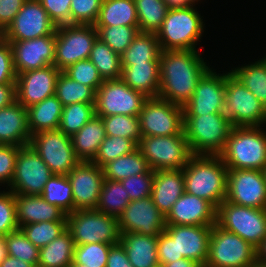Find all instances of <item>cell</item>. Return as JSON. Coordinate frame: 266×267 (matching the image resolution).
<instances>
[{
  "label": "cell",
  "mask_w": 266,
  "mask_h": 267,
  "mask_svg": "<svg viewBox=\"0 0 266 267\" xmlns=\"http://www.w3.org/2000/svg\"><path fill=\"white\" fill-rule=\"evenodd\" d=\"M199 50H162L158 96L184 106L192 97L199 80L210 69Z\"/></svg>",
  "instance_id": "1"
},
{
  "label": "cell",
  "mask_w": 266,
  "mask_h": 267,
  "mask_svg": "<svg viewBox=\"0 0 266 267\" xmlns=\"http://www.w3.org/2000/svg\"><path fill=\"white\" fill-rule=\"evenodd\" d=\"M228 168L219 155L194 154L183 168L185 192L217 208L227 195Z\"/></svg>",
  "instance_id": "2"
},
{
  "label": "cell",
  "mask_w": 266,
  "mask_h": 267,
  "mask_svg": "<svg viewBox=\"0 0 266 267\" xmlns=\"http://www.w3.org/2000/svg\"><path fill=\"white\" fill-rule=\"evenodd\" d=\"M260 127H233L219 154L228 169L263 170L266 166V131Z\"/></svg>",
  "instance_id": "3"
},
{
  "label": "cell",
  "mask_w": 266,
  "mask_h": 267,
  "mask_svg": "<svg viewBox=\"0 0 266 267\" xmlns=\"http://www.w3.org/2000/svg\"><path fill=\"white\" fill-rule=\"evenodd\" d=\"M195 5L169 8L161 28L156 32L161 50H197L205 22Z\"/></svg>",
  "instance_id": "4"
},
{
  "label": "cell",
  "mask_w": 266,
  "mask_h": 267,
  "mask_svg": "<svg viewBox=\"0 0 266 267\" xmlns=\"http://www.w3.org/2000/svg\"><path fill=\"white\" fill-rule=\"evenodd\" d=\"M234 126L222 113L183 116V131L190 149L197 155H219Z\"/></svg>",
  "instance_id": "5"
},
{
  "label": "cell",
  "mask_w": 266,
  "mask_h": 267,
  "mask_svg": "<svg viewBox=\"0 0 266 267\" xmlns=\"http://www.w3.org/2000/svg\"><path fill=\"white\" fill-rule=\"evenodd\" d=\"M222 114L234 127H266V106L230 71L226 72Z\"/></svg>",
  "instance_id": "6"
},
{
  "label": "cell",
  "mask_w": 266,
  "mask_h": 267,
  "mask_svg": "<svg viewBox=\"0 0 266 267\" xmlns=\"http://www.w3.org/2000/svg\"><path fill=\"white\" fill-rule=\"evenodd\" d=\"M137 148L153 171L183 169L194 155L185 134L142 136Z\"/></svg>",
  "instance_id": "7"
},
{
  "label": "cell",
  "mask_w": 266,
  "mask_h": 267,
  "mask_svg": "<svg viewBox=\"0 0 266 267\" xmlns=\"http://www.w3.org/2000/svg\"><path fill=\"white\" fill-rule=\"evenodd\" d=\"M67 229L75 245L120 243L118 218L95 209L75 210L67 215Z\"/></svg>",
  "instance_id": "8"
},
{
  "label": "cell",
  "mask_w": 266,
  "mask_h": 267,
  "mask_svg": "<svg viewBox=\"0 0 266 267\" xmlns=\"http://www.w3.org/2000/svg\"><path fill=\"white\" fill-rule=\"evenodd\" d=\"M216 224L257 249L266 237V209L241 206L224 200L216 208Z\"/></svg>",
  "instance_id": "9"
},
{
  "label": "cell",
  "mask_w": 266,
  "mask_h": 267,
  "mask_svg": "<svg viewBox=\"0 0 266 267\" xmlns=\"http://www.w3.org/2000/svg\"><path fill=\"white\" fill-rule=\"evenodd\" d=\"M257 249L233 232L212 226L209 254L205 267H254Z\"/></svg>",
  "instance_id": "10"
},
{
  "label": "cell",
  "mask_w": 266,
  "mask_h": 267,
  "mask_svg": "<svg viewBox=\"0 0 266 267\" xmlns=\"http://www.w3.org/2000/svg\"><path fill=\"white\" fill-rule=\"evenodd\" d=\"M97 29L90 24L57 26L55 32V57L53 65L61 72L80 60L89 59Z\"/></svg>",
  "instance_id": "11"
},
{
  "label": "cell",
  "mask_w": 266,
  "mask_h": 267,
  "mask_svg": "<svg viewBox=\"0 0 266 267\" xmlns=\"http://www.w3.org/2000/svg\"><path fill=\"white\" fill-rule=\"evenodd\" d=\"M148 97L130 88L121 78L104 80L96 91L95 115L139 116Z\"/></svg>",
  "instance_id": "12"
},
{
  "label": "cell",
  "mask_w": 266,
  "mask_h": 267,
  "mask_svg": "<svg viewBox=\"0 0 266 267\" xmlns=\"http://www.w3.org/2000/svg\"><path fill=\"white\" fill-rule=\"evenodd\" d=\"M141 136L184 134L183 107L159 97L147 98L139 113Z\"/></svg>",
  "instance_id": "13"
},
{
  "label": "cell",
  "mask_w": 266,
  "mask_h": 267,
  "mask_svg": "<svg viewBox=\"0 0 266 267\" xmlns=\"http://www.w3.org/2000/svg\"><path fill=\"white\" fill-rule=\"evenodd\" d=\"M30 146L53 174L67 175L80 162L75 155L71 137L59 129L31 135Z\"/></svg>",
  "instance_id": "14"
},
{
  "label": "cell",
  "mask_w": 266,
  "mask_h": 267,
  "mask_svg": "<svg viewBox=\"0 0 266 267\" xmlns=\"http://www.w3.org/2000/svg\"><path fill=\"white\" fill-rule=\"evenodd\" d=\"M52 175L53 173L30 144L21 146L8 190L14 194L41 195Z\"/></svg>",
  "instance_id": "15"
},
{
  "label": "cell",
  "mask_w": 266,
  "mask_h": 267,
  "mask_svg": "<svg viewBox=\"0 0 266 267\" xmlns=\"http://www.w3.org/2000/svg\"><path fill=\"white\" fill-rule=\"evenodd\" d=\"M226 201L266 209V180L263 170L228 169Z\"/></svg>",
  "instance_id": "16"
},
{
  "label": "cell",
  "mask_w": 266,
  "mask_h": 267,
  "mask_svg": "<svg viewBox=\"0 0 266 267\" xmlns=\"http://www.w3.org/2000/svg\"><path fill=\"white\" fill-rule=\"evenodd\" d=\"M56 29L57 26L38 0H26L1 36L6 41H23L55 35Z\"/></svg>",
  "instance_id": "17"
},
{
  "label": "cell",
  "mask_w": 266,
  "mask_h": 267,
  "mask_svg": "<svg viewBox=\"0 0 266 267\" xmlns=\"http://www.w3.org/2000/svg\"><path fill=\"white\" fill-rule=\"evenodd\" d=\"M212 67L203 75L196 85L191 99L183 107V116H200L203 114L222 113L226 72H215Z\"/></svg>",
  "instance_id": "18"
},
{
  "label": "cell",
  "mask_w": 266,
  "mask_h": 267,
  "mask_svg": "<svg viewBox=\"0 0 266 267\" xmlns=\"http://www.w3.org/2000/svg\"><path fill=\"white\" fill-rule=\"evenodd\" d=\"M120 233L158 236L165 230V216L158 210L151 196L130 201L118 217Z\"/></svg>",
  "instance_id": "19"
},
{
  "label": "cell",
  "mask_w": 266,
  "mask_h": 267,
  "mask_svg": "<svg viewBox=\"0 0 266 267\" xmlns=\"http://www.w3.org/2000/svg\"><path fill=\"white\" fill-rule=\"evenodd\" d=\"M75 210L96 209L104 182L103 170L93 162L80 161L68 174Z\"/></svg>",
  "instance_id": "20"
},
{
  "label": "cell",
  "mask_w": 266,
  "mask_h": 267,
  "mask_svg": "<svg viewBox=\"0 0 266 267\" xmlns=\"http://www.w3.org/2000/svg\"><path fill=\"white\" fill-rule=\"evenodd\" d=\"M61 71L54 65L16 74V101L25 108L55 95L56 81Z\"/></svg>",
  "instance_id": "21"
},
{
  "label": "cell",
  "mask_w": 266,
  "mask_h": 267,
  "mask_svg": "<svg viewBox=\"0 0 266 267\" xmlns=\"http://www.w3.org/2000/svg\"><path fill=\"white\" fill-rule=\"evenodd\" d=\"M176 243L177 260H194L203 267L208 260L212 226L166 225L164 230Z\"/></svg>",
  "instance_id": "22"
},
{
  "label": "cell",
  "mask_w": 266,
  "mask_h": 267,
  "mask_svg": "<svg viewBox=\"0 0 266 267\" xmlns=\"http://www.w3.org/2000/svg\"><path fill=\"white\" fill-rule=\"evenodd\" d=\"M13 54L16 74L53 65L55 57V35L23 40L7 41Z\"/></svg>",
  "instance_id": "23"
},
{
  "label": "cell",
  "mask_w": 266,
  "mask_h": 267,
  "mask_svg": "<svg viewBox=\"0 0 266 267\" xmlns=\"http://www.w3.org/2000/svg\"><path fill=\"white\" fill-rule=\"evenodd\" d=\"M166 225H203L216 223V208L207 200L184 192L165 217Z\"/></svg>",
  "instance_id": "24"
},
{
  "label": "cell",
  "mask_w": 266,
  "mask_h": 267,
  "mask_svg": "<svg viewBox=\"0 0 266 267\" xmlns=\"http://www.w3.org/2000/svg\"><path fill=\"white\" fill-rule=\"evenodd\" d=\"M31 134L28 126L27 108L18 101L0 109V144L29 145Z\"/></svg>",
  "instance_id": "25"
},
{
  "label": "cell",
  "mask_w": 266,
  "mask_h": 267,
  "mask_svg": "<svg viewBox=\"0 0 266 267\" xmlns=\"http://www.w3.org/2000/svg\"><path fill=\"white\" fill-rule=\"evenodd\" d=\"M184 192L183 169L154 171L151 198L165 217Z\"/></svg>",
  "instance_id": "26"
},
{
  "label": "cell",
  "mask_w": 266,
  "mask_h": 267,
  "mask_svg": "<svg viewBox=\"0 0 266 267\" xmlns=\"http://www.w3.org/2000/svg\"><path fill=\"white\" fill-rule=\"evenodd\" d=\"M15 203L19 229L42 221H67V215L41 195L15 194Z\"/></svg>",
  "instance_id": "27"
},
{
  "label": "cell",
  "mask_w": 266,
  "mask_h": 267,
  "mask_svg": "<svg viewBox=\"0 0 266 267\" xmlns=\"http://www.w3.org/2000/svg\"><path fill=\"white\" fill-rule=\"evenodd\" d=\"M121 79L146 97H157L160 88V61L121 66Z\"/></svg>",
  "instance_id": "28"
},
{
  "label": "cell",
  "mask_w": 266,
  "mask_h": 267,
  "mask_svg": "<svg viewBox=\"0 0 266 267\" xmlns=\"http://www.w3.org/2000/svg\"><path fill=\"white\" fill-rule=\"evenodd\" d=\"M120 243L125 248L133 267H159L157 236L121 233Z\"/></svg>",
  "instance_id": "29"
},
{
  "label": "cell",
  "mask_w": 266,
  "mask_h": 267,
  "mask_svg": "<svg viewBox=\"0 0 266 267\" xmlns=\"http://www.w3.org/2000/svg\"><path fill=\"white\" fill-rule=\"evenodd\" d=\"M105 125L100 116H93L76 134L71 137L76 157L80 161L92 162L100 144L106 137Z\"/></svg>",
  "instance_id": "30"
},
{
  "label": "cell",
  "mask_w": 266,
  "mask_h": 267,
  "mask_svg": "<svg viewBox=\"0 0 266 267\" xmlns=\"http://www.w3.org/2000/svg\"><path fill=\"white\" fill-rule=\"evenodd\" d=\"M63 105L53 95L27 108L30 134L59 128Z\"/></svg>",
  "instance_id": "31"
},
{
  "label": "cell",
  "mask_w": 266,
  "mask_h": 267,
  "mask_svg": "<svg viewBox=\"0 0 266 267\" xmlns=\"http://www.w3.org/2000/svg\"><path fill=\"white\" fill-rule=\"evenodd\" d=\"M138 26L134 0H102L93 26Z\"/></svg>",
  "instance_id": "32"
},
{
  "label": "cell",
  "mask_w": 266,
  "mask_h": 267,
  "mask_svg": "<svg viewBox=\"0 0 266 267\" xmlns=\"http://www.w3.org/2000/svg\"><path fill=\"white\" fill-rule=\"evenodd\" d=\"M75 242L68 229L39 249L40 267H68L74 260Z\"/></svg>",
  "instance_id": "33"
},
{
  "label": "cell",
  "mask_w": 266,
  "mask_h": 267,
  "mask_svg": "<svg viewBox=\"0 0 266 267\" xmlns=\"http://www.w3.org/2000/svg\"><path fill=\"white\" fill-rule=\"evenodd\" d=\"M161 51L156 33L139 32L121 55V66L160 61Z\"/></svg>",
  "instance_id": "34"
},
{
  "label": "cell",
  "mask_w": 266,
  "mask_h": 267,
  "mask_svg": "<svg viewBox=\"0 0 266 267\" xmlns=\"http://www.w3.org/2000/svg\"><path fill=\"white\" fill-rule=\"evenodd\" d=\"M252 94L266 106V58L230 70Z\"/></svg>",
  "instance_id": "35"
},
{
  "label": "cell",
  "mask_w": 266,
  "mask_h": 267,
  "mask_svg": "<svg viewBox=\"0 0 266 267\" xmlns=\"http://www.w3.org/2000/svg\"><path fill=\"white\" fill-rule=\"evenodd\" d=\"M149 169L146 159L138 148L102 167L105 179L114 181H121L133 175L146 173Z\"/></svg>",
  "instance_id": "36"
},
{
  "label": "cell",
  "mask_w": 266,
  "mask_h": 267,
  "mask_svg": "<svg viewBox=\"0 0 266 267\" xmlns=\"http://www.w3.org/2000/svg\"><path fill=\"white\" fill-rule=\"evenodd\" d=\"M130 201L121 181L104 179L95 210L118 218Z\"/></svg>",
  "instance_id": "37"
},
{
  "label": "cell",
  "mask_w": 266,
  "mask_h": 267,
  "mask_svg": "<svg viewBox=\"0 0 266 267\" xmlns=\"http://www.w3.org/2000/svg\"><path fill=\"white\" fill-rule=\"evenodd\" d=\"M89 60L98 69L103 80L121 78V56L99 38L93 44Z\"/></svg>",
  "instance_id": "38"
},
{
  "label": "cell",
  "mask_w": 266,
  "mask_h": 267,
  "mask_svg": "<svg viewBox=\"0 0 266 267\" xmlns=\"http://www.w3.org/2000/svg\"><path fill=\"white\" fill-rule=\"evenodd\" d=\"M55 96L63 106L73 103L95 104L96 92L91 87L72 80L64 72H60L56 81Z\"/></svg>",
  "instance_id": "39"
},
{
  "label": "cell",
  "mask_w": 266,
  "mask_h": 267,
  "mask_svg": "<svg viewBox=\"0 0 266 267\" xmlns=\"http://www.w3.org/2000/svg\"><path fill=\"white\" fill-rule=\"evenodd\" d=\"M41 196L50 204L61 209L66 215L74 211L72 185L67 175L53 174L45 184Z\"/></svg>",
  "instance_id": "40"
},
{
  "label": "cell",
  "mask_w": 266,
  "mask_h": 267,
  "mask_svg": "<svg viewBox=\"0 0 266 267\" xmlns=\"http://www.w3.org/2000/svg\"><path fill=\"white\" fill-rule=\"evenodd\" d=\"M140 32L156 33L162 26L169 7L164 0H134Z\"/></svg>",
  "instance_id": "41"
},
{
  "label": "cell",
  "mask_w": 266,
  "mask_h": 267,
  "mask_svg": "<svg viewBox=\"0 0 266 267\" xmlns=\"http://www.w3.org/2000/svg\"><path fill=\"white\" fill-rule=\"evenodd\" d=\"M93 116H95V104L73 103L63 107L59 130L65 135L72 137Z\"/></svg>",
  "instance_id": "42"
},
{
  "label": "cell",
  "mask_w": 266,
  "mask_h": 267,
  "mask_svg": "<svg viewBox=\"0 0 266 267\" xmlns=\"http://www.w3.org/2000/svg\"><path fill=\"white\" fill-rule=\"evenodd\" d=\"M98 38L120 56L139 34L138 26H94Z\"/></svg>",
  "instance_id": "43"
},
{
  "label": "cell",
  "mask_w": 266,
  "mask_h": 267,
  "mask_svg": "<svg viewBox=\"0 0 266 267\" xmlns=\"http://www.w3.org/2000/svg\"><path fill=\"white\" fill-rule=\"evenodd\" d=\"M105 125L107 136H119L132 140L138 145L141 139L139 116L112 115L100 116Z\"/></svg>",
  "instance_id": "44"
},
{
  "label": "cell",
  "mask_w": 266,
  "mask_h": 267,
  "mask_svg": "<svg viewBox=\"0 0 266 267\" xmlns=\"http://www.w3.org/2000/svg\"><path fill=\"white\" fill-rule=\"evenodd\" d=\"M20 229L27 239L40 249L67 229V221H42L23 225Z\"/></svg>",
  "instance_id": "45"
},
{
  "label": "cell",
  "mask_w": 266,
  "mask_h": 267,
  "mask_svg": "<svg viewBox=\"0 0 266 267\" xmlns=\"http://www.w3.org/2000/svg\"><path fill=\"white\" fill-rule=\"evenodd\" d=\"M4 240L9 256L23 260L33 266L38 265L39 248L27 239L21 229L8 233Z\"/></svg>",
  "instance_id": "46"
},
{
  "label": "cell",
  "mask_w": 266,
  "mask_h": 267,
  "mask_svg": "<svg viewBox=\"0 0 266 267\" xmlns=\"http://www.w3.org/2000/svg\"><path fill=\"white\" fill-rule=\"evenodd\" d=\"M136 148L137 145L128 138L106 136L100 144L99 151L92 162L102 168L105 164L131 153Z\"/></svg>",
  "instance_id": "47"
},
{
  "label": "cell",
  "mask_w": 266,
  "mask_h": 267,
  "mask_svg": "<svg viewBox=\"0 0 266 267\" xmlns=\"http://www.w3.org/2000/svg\"><path fill=\"white\" fill-rule=\"evenodd\" d=\"M114 244L90 243L76 245L74 263L84 264V267H106L110 247Z\"/></svg>",
  "instance_id": "48"
},
{
  "label": "cell",
  "mask_w": 266,
  "mask_h": 267,
  "mask_svg": "<svg viewBox=\"0 0 266 267\" xmlns=\"http://www.w3.org/2000/svg\"><path fill=\"white\" fill-rule=\"evenodd\" d=\"M63 72L72 80L91 87L95 92L104 82L98 69L89 59L80 60L75 64L70 65Z\"/></svg>",
  "instance_id": "49"
},
{
  "label": "cell",
  "mask_w": 266,
  "mask_h": 267,
  "mask_svg": "<svg viewBox=\"0 0 266 267\" xmlns=\"http://www.w3.org/2000/svg\"><path fill=\"white\" fill-rule=\"evenodd\" d=\"M102 0H71L70 24L94 25Z\"/></svg>",
  "instance_id": "50"
},
{
  "label": "cell",
  "mask_w": 266,
  "mask_h": 267,
  "mask_svg": "<svg viewBox=\"0 0 266 267\" xmlns=\"http://www.w3.org/2000/svg\"><path fill=\"white\" fill-rule=\"evenodd\" d=\"M18 229L15 194L9 190L0 191V234L6 236Z\"/></svg>",
  "instance_id": "51"
},
{
  "label": "cell",
  "mask_w": 266,
  "mask_h": 267,
  "mask_svg": "<svg viewBox=\"0 0 266 267\" xmlns=\"http://www.w3.org/2000/svg\"><path fill=\"white\" fill-rule=\"evenodd\" d=\"M154 180V171L149 169L146 173L133 175L121 180L125 191L131 201L139 200L151 196Z\"/></svg>",
  "instance_id": "52"
},
{
  "label": "cell",
  "mask_w": 266,
  "mask_h": 267,
  "mask_svg": "<svg viewBox=\"0 0 266 267\" xmlns=\"http://www.w3.org/2000/svg\"><path fill=\"white\" fill-rule=\"evenodd\" d=\"M21 146L0 144V186H9L12 182L17 155ZM7 184V185H5Z\"/></svg>",
  "instance_id": "53"
},
{
  "label": "cell",
  "mask_w": 266,
  "mask_h": 267,
  "mask_svg": "<svg viewBox=\"0 0 266 267\" xmlns=\"http://www.w3.org/2000/svg\"><path fill=\"white\" fill-rule=\"evenodd\" d=\"M16 77L11 45L0 35V84L15 83Z\"/></svg>",
  "instance_id": "54"
},
{
  "label": "cell",
  "mask_w": 266,
  "mask_h": 267,
  "mask_svg": "<svg viewBox=\"0 0 266 267\" xmlns=\"http://www.w3.org/2000/svg\"><path fill=\"white\" fill-rule=\"evenodd\" d=\"M56 26L70 24L71 0H38Z\"/></svg>",
  "instance_id": "55"
},
{
  "label": "cell",
  "mask_w": 266,
  "mask_h": 267,
  "mask_svg": "<svg viewBox=\"0 0 266 267\" xmlns=\"http://www.w3.org/2000/svg\"><path fill=\"white\" fill-rule=\"evenodd\" d=\"M157 253L160 266L177 260L176 243L165 231L157 236Z\"/></svg>",
  "instance_id": "56"
},
{
  "label": "cell",
  "mask_w": 266,
  "mask_h": 267,
  "mask_svg": "<svg viewBox=\"0 0 266 267\" xmlns=\"http://www.w3.org/2000/svg\"><path fill=\"white\" fill-rule=\"evenodd\" d=\"M26 0H0V35L13 22Z\"/></svg>",
  "instance_id": "57"
},
{
  "label": "cell",
  "mask_w": 266,
  "mask_h": 267,
  "mask_svg": "<svg viewBox=\"0 0 266 267\" xmlns=\"http://www.w3.org/2000/svg\"><path fill=\"white\" fill-rule=\"evenodd\" d=\"M106 267H133L121 243L110 247Z\"/></svg>",
  "instance_id": "58"
},
{
  "label": "cell",
  "mask_w": 266,
  "mask_h": 267,
  "mask_svg": "<svg viewBox=\"0 0 266 267\" xmlns=\"http://www.w3.org/2000/svg\"><path fill=\"white\" fill-rule=\"evenodd\" d=\"M16 101L15 83L0 84V109Z\"/></svg>",
  "instance_id": "59"
},
{
  "label": "cell",
  "mask_w": 266,
  "mask_h": 267,
  "mask_svg": "<svg viewBox=\"0 0 266 267\" xmlns=\"http://www.w3.org/2000/svg\"><path fill=\"white\" fill-rule=\"evenodd\" d=\"M0 267H34L32 264L27 263L18 258L7 256L1 263Z\"/></svg>",
  "instance_id": "60"
},
{
  "label": "cell",
  "mask_w": 266,
  "mask_h": 267,
  "mask_svg": "<svg viewBox=\"0 0 266 267\" xmlns=\"http://www.w3.org/2000/svg\"><path fill=\"white\" fill-rule=\"evenodd\" d=\"M161 267H203V266L194 260L182 258V259L173 261L171 263L164 264Z\"/></svg>",
  "instance_id": "61"
},
{
  "label": "cell",
  "mask_w": 266,
  "mask_h": 267,
  "mask_svg": "<svg viewBox=\"0 0 266 267\" xmlns=\"http://www.w3.org/2000/svg\"><path fill=\"white\" fill-rule=\"evenodd\" d=\"M257 263L266 266V237L262 244L257 248Z\"/></svg>",
  "instance_id": "62"
},
{
  "label": "cell",
  "mask_w": 266,
  "mask_h": 267,
  "mask_svg": "<svg viewBox=\"0 0 266 267\" xmlns=\"http://www.w3.org/2000/svg\"><path fill=\"white\" fill-rule=\"evenodd\" d=\"M169 8L188 7L194 5L190 0H164Z\"/></svg>",
  "instance_id": "63"
},
{
  "label": "cell",
  "mask_w": 266,
  "mask_h": 267,
  "mask_svg": "<svg viewBox=\"0 0 266 267\" xmlns=\"http://www.w3.org/2000/svg\"><path fill=\"white\" fill-rule=\"evenodd\" d=\"M4 235L0 234V263L8 256Z\"/></svg>",
  "instance_id": "64"
},
{
  "label": "cell",
  "mask_w": 266,
  "mask_h": 267,
  "mask_svg": "<svg viewBox=\"0 0 266 267\" xmlns=\"http://www.w3.org/2000/svg\"><path fill=\"white\" fill-rule=\"evenodd\" d=\"M68 267H84V264H77L72 262Z\"/></svg>",
  "instance_id": "65"
},
{
  "label": "cell",
  "mask_w": 266,
  "mask_h": 267,
  "mask_svg": "<svg viewBox=\"0 0 266 267\" xmlns=\"http://www.w3.org/2000/svg\"><path fill=\"white\" fill-rule=\"evenodd\" d=\"M254 267H266L265 265L257 263Z\"/></svg>",
  "instance_id": "66"
},
{
  "label": "cell",
  "mask_w": 266,
  "mask_h": 267,
  "mask_svg": "<svg viewBox=\"0 0 266 267\" xmlns=\"http://www.w3.org/2000/svg\"><path fill=\"white\" fill-rule=\"evenodd\" d=\"M194 5H196L200 0H190ZM196 3V4H195Z\"/></svg>",
  "instance_id": "67"
},
{
  "label": "cell",
  "mask_w": 266,
  "mask_h": 267,
  "mask_svg": "<svg viewBox=\"0 0 266 267\" xmlns=\"http://www.w3.org/2000/svg\"><path fill=\"white\" fill-rule=\"evenodd\" d=\"M263 173H264L265 180H266V166H265L264 169H263Z\"/></svg>",
  "instance_id": "68"
}]
</instances>
